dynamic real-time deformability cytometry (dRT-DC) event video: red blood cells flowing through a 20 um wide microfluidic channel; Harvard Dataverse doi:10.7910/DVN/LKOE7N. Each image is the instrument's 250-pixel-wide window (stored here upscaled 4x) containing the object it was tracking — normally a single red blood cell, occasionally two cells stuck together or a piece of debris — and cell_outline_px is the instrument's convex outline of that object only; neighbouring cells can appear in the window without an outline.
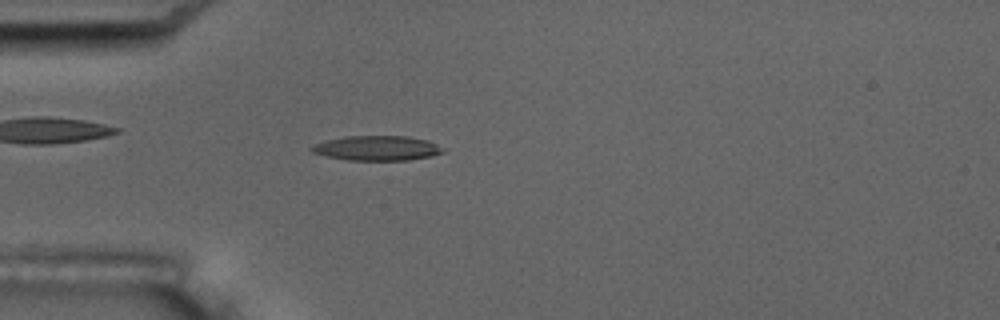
{"species": "common noctule bat (a hibernating species)", "species_latin": "Nyctalus noctula", "temperature_condition": "room temperature", "stored_images_in_passage": 4, "camera_frame_rate_fps": 3000, "um_per_image_px": 0.085, "animal": {"sex": "male", "body_mass_g": 17.5, "forearm_length_mm": 52.3}, "frame": {"image": 1, "passage_image": 4, "time_ms": 3.333, "image_size_px": [1000, 320], "cell_outline_px": [[444, 152], [432, 156], [408, 160], [348, 160], [328, 156], [312, 152], [308, 148], [312, 144], [344, 136], [408, 136], [428, 140], [444, 148]], "centroid_in_image_um": [32.05, 12.59], "position_along_channel_um": 53.0, "area_um2": 19.02}}